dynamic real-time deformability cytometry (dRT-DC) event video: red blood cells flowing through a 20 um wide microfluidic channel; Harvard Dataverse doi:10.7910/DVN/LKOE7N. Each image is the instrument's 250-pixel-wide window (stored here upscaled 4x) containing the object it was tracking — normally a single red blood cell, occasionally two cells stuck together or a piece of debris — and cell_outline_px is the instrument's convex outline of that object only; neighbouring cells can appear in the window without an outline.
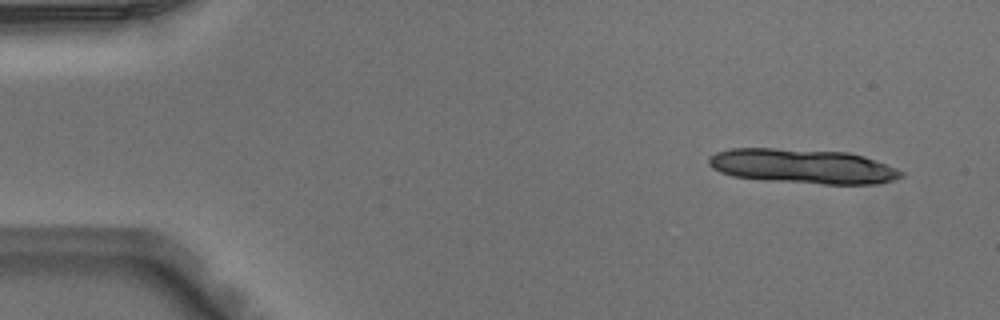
{"species": "Egyptian fruit bat (a non-hibernating species)", "species_latin": "Rousettus aegyptiacus", "temperature_condition": "warm", "stored_images_in_passage": 4, "camera_frame_rate_fps": 3000, "um_per_image_px": 0.085, "animal": {"sex": "male"}, "frame": {"image": 1, "passage_image": 1, "time_ms": 0.0, "image_size_px": [1000, 320], "cell_outline_px": [[904, 176], [892, 180], [876, 184], [824, 184], [760, 180], [732, 176], [720, 172], [712, 168], [708, 164], [708, 156], [716, 152], [732, 148], [772, 148], [848, 152], [864, 156], [896, 168], [904, 172]], "centroid_in_image_um": [68.2, 14.13], "position_along_channel_um": 16.8, "area_um2": 39.02}}